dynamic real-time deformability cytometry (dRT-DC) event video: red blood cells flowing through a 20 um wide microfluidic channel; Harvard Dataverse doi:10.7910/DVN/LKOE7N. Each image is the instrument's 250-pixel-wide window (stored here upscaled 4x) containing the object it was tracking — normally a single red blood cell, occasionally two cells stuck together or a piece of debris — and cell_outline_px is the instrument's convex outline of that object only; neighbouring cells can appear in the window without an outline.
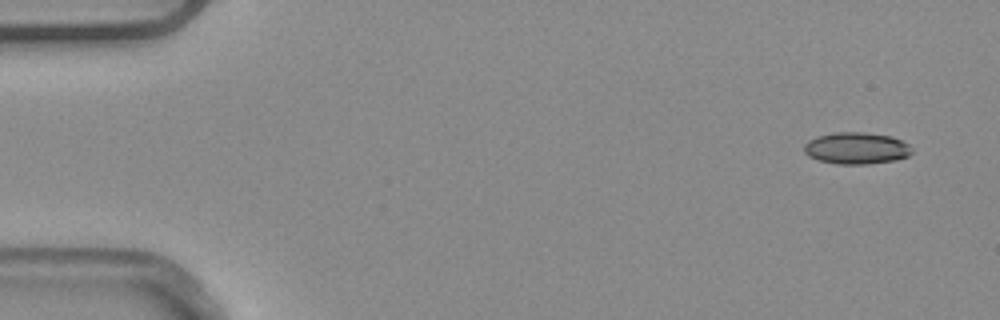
{"species": "common noctule bat (a hibernating species)", "species_latin": "Nyctalus noctula", "temperature_condition": "warm", "stored_images_in_passage": 4, "camera_frame_rate_fps": 3000, "um_per_image_px": 0.085, "animal": {"sex": "male", "body_mass_g": 20.4}, "frame": {"image": 1, "passage_image": 1, "time_ms": 0.0, "image_size_px": [1000, 320], "cell_outline_px": [[912, 152], [908, 156], [896, 160], [868, 164], [836, 164], [820, 160], [808, 156], [804, 152], [804, 144], [808, 140], [816, 136], [836, 132], [864, 132], [892, 136], [908, 144], [912, 148]], "centroid_in_image_um": [72.79, 12.59], "position_along_channel_um": 12.2, "area_um2": 20.06}}